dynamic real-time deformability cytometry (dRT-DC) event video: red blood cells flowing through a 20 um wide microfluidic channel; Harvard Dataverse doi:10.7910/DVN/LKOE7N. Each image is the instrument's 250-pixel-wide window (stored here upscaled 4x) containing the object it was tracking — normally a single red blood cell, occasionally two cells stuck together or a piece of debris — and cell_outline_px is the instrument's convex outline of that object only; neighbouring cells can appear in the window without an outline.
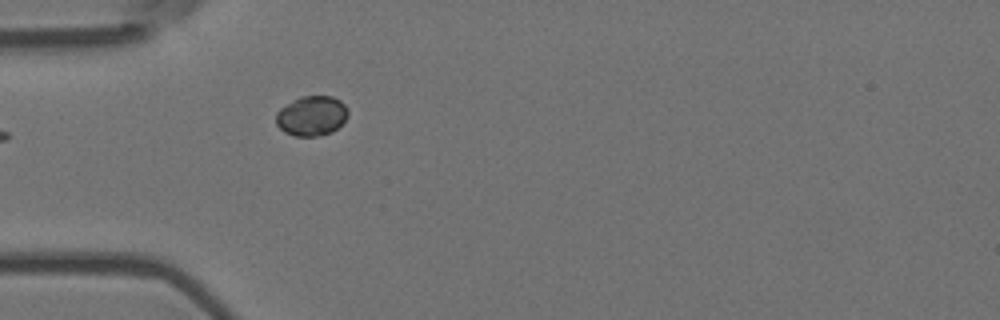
{"species": "Egyptian fruit bat (a non-hibernating species)", "species_latin": "Rousettus aegyptiacus", "temperature_condition": "room temperature", "stored_images_in_passage": 3, "camera_frame_rate_fps": 3000, "um_per_image_px": 0.085, "animal": {"sex": "female"}, "frame": {"image": 1, "passage_image": 3, "time_ms": 0.667, "image_size_px": [1000, 320], "cell_outline_px": [[348, 116], [332, 132], [320, 136], [296, 136], [284, 132], [276, 124], [276, 112], [280, 108], [300, 96], [332, 96], [340, 100], [344, 104], [348, 112]], "centroid_in_image_um": [26.47, 9.85], "position_along_channel_um": 58.5, "area_um2": 16.7}}